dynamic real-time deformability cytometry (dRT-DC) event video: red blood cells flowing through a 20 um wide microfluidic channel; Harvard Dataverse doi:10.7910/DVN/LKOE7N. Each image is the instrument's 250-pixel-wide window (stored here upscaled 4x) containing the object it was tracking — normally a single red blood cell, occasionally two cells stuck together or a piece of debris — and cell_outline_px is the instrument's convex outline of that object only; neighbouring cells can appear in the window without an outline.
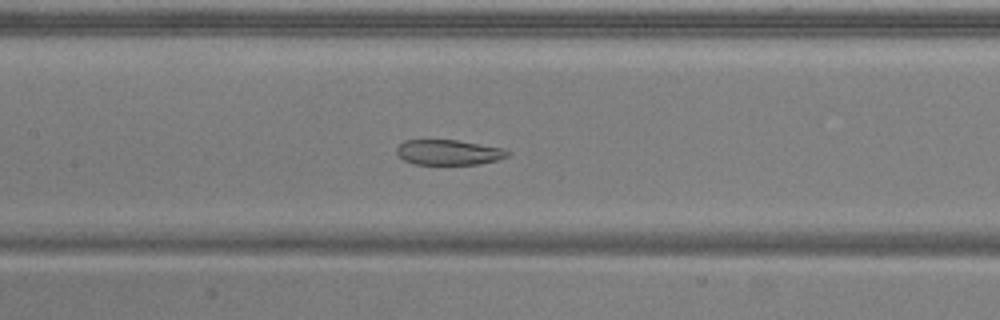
{"species": "common noctule bat (a hibernating species)", "species_latin": "Nyctalus noctula", "temperature_condition": "warm", "stored_images_in_passage": 51, "camera_frame_rate_fps": 3000, "um_per_image_px": 0.085, "animal": {"sex": "male", "body_mass_g": 20.5, "forearm_length_mm": 52.5}, "frame": {"image": 1, "passage_image": 23, "time_ms": 7.333, "image_size_px": [1000, 320], "cell_outline_px": [[512, 152], [508, 156], [500, 160], [480, 164], [412, 164], [404, 160], [396, 152], [396, 148], [404, 140], [456, 140], [504, 148]], "centroid_in_image_um": [38.18, 12.95], "position_along_channel_um": 169.2, "area_um2": 16.42}}
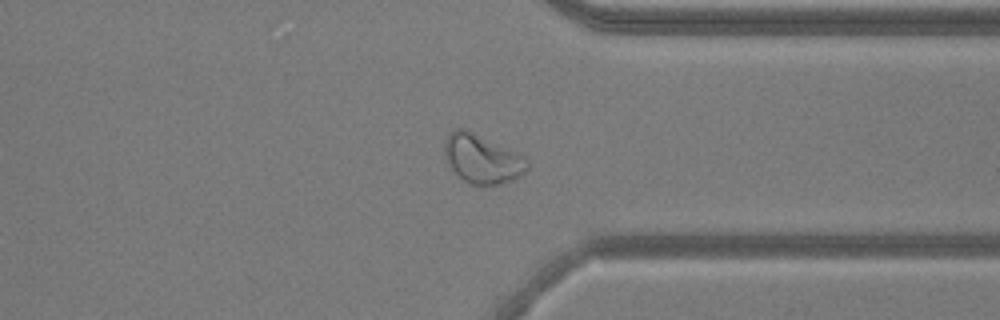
{"frame": {"image": 2, "passage_image": 39, "time_ms": 12.667, "image_size_px": [1000, 320], "cell_outline_px": [[528, 168], [520, 176], [512, 180], [500, 184], [484, 188], [472, 184], [464, 180], [448, 164], [444, 156], [444, 140], [448, 132], [456, 128], [464, 128], [516, 152], [524, 156], [528, 160]], "centroid_in_image_um": [40.96, 13.52], "position_along_channel_um": 370.4, "area_um2": 23.76}}
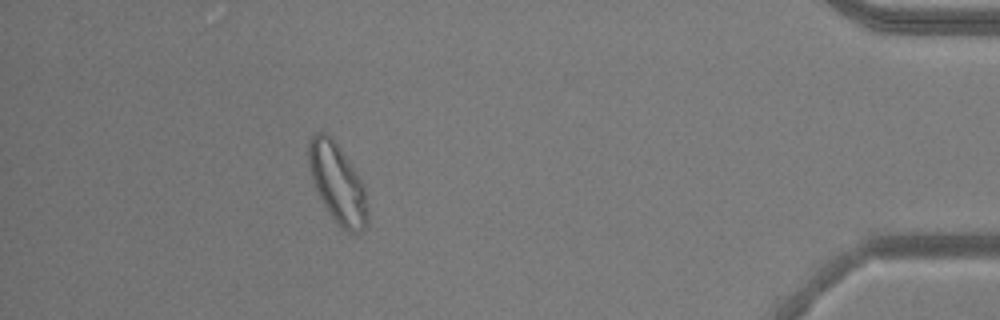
{"frame": {"image": 3, "passage_image": 46, "time_ms": 15.0, "image_size_px": [1000, 320], "cell_outline_px": [[368, 224], [360, 232], [348, 232], [336, 224], [328, 212], [316, 188], [312, 176], [308, 160], [308, 140], [316, 132], [324, 132], [340, 148], [360, 176], [364, 184], [368, 212]], "centroid_in_image_um": [28.71, 15.61], "position_along_channel_um": 406.5, "area_um2": 27.11}, "authors_computed_cell_mechanics": {"area_um2": 24.854, "velocity_mm_per_s": 3.8351, "shape_relaxation_time_tau1_ms": null, "shape_relaxation_time_tau2_ms": 2.1869, "deformation_change_tau1": null, "deformation_change_tau2": 0.0867}}